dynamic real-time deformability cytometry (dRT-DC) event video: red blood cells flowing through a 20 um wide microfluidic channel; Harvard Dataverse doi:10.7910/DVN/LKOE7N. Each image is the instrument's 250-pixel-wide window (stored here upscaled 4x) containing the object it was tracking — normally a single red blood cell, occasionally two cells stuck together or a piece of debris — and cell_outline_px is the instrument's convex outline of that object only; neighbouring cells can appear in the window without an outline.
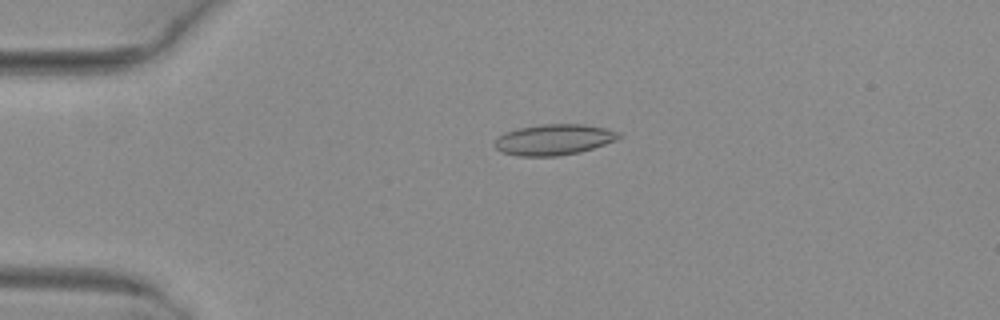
{"species": "common noctule bat (a hibernating species)", "species_latin": "Nyctalus noctula", "temperature_condition": "warm", "stored_images_in_passage": 46, "camera_frame_rate_fps": 3000, "um_per_image_px": 0.085, "animal": {"sex": "female", "body_mass_g": 29.2, "forearm_length_mm": 56.3}, "frame": {"image": 1, "passage_image": 13, "time_ms": 4.0, "image_size_px": [1000, 320], "cell_outline_px": [[620, 136], [616, 140], [580, 152], [556, 156], [520, 156], [500, 152], [496, 148], [496, 140], [500, 136], [508, 132], [520, 128], [544, 124], [584, 124], [608, 128], [620, 132]], "centroid_in_image_um": [47.13, 11.87], "position_along_channel_um": 37.9, "area_um2": 22.02}}
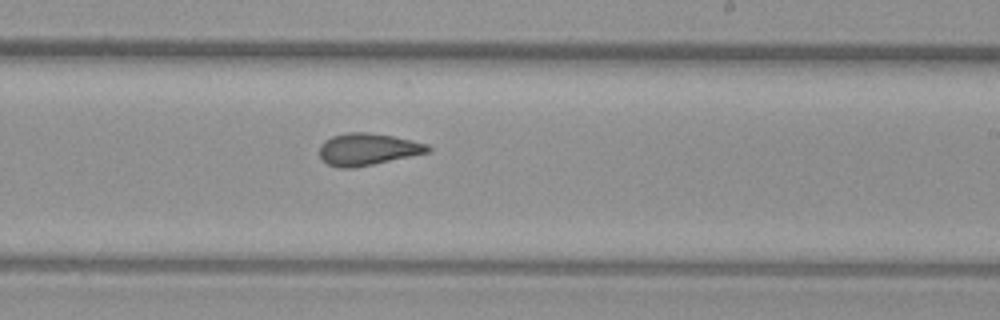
{"frame": {"image": 2, "passage_image": 32, "time_ms": 10.333, "image_size_px": [1000, 320], "cell_outline_px": [[432, 152], [352, 168], [340, 168], [328, 164], [320, 156], [320, 144], [324, 140], [332, 136], [348, 132], [368, 132], [392, 136], [412, 140], [428, 144], [432, 148]], "centroid_in_image_um": [31.28, 12.68], "position_along_channel_um": 257.7, "area_um2": 20.23}}
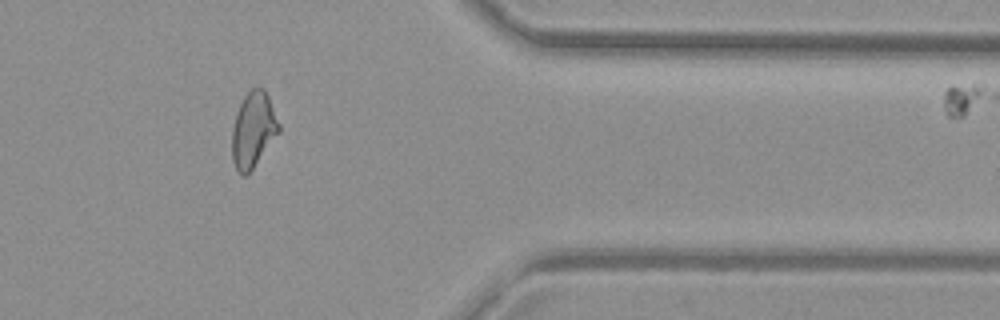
{"frame": {"image": 3, "passage_image": 43, "time_ms": 14.0, "image_size_px": [1000, 320], "cell_outline_px": [[280, 132], [252, 168], [244, 176], [236, 172], [232, 160], [232, 128], [236, 112], [244, 96], [252, 88], [264, 88], [268, 96], [280, 124]], "centroid_in_image_um": [21.51, 11.03], "position_along_channel_um": 389.9, "area_um2": 20.52}, "authors_computed_cell_mechanics": {"area_um2": 20.6346, "velocity_mm_per_s": 4.1026, "shape_relaxation_time_tau1_ms": null, "shape_relaxation_time_tau2_ms": 1.4967, "deformation_change_tau1": null, "deformation_change_tau2": 0.0832}}